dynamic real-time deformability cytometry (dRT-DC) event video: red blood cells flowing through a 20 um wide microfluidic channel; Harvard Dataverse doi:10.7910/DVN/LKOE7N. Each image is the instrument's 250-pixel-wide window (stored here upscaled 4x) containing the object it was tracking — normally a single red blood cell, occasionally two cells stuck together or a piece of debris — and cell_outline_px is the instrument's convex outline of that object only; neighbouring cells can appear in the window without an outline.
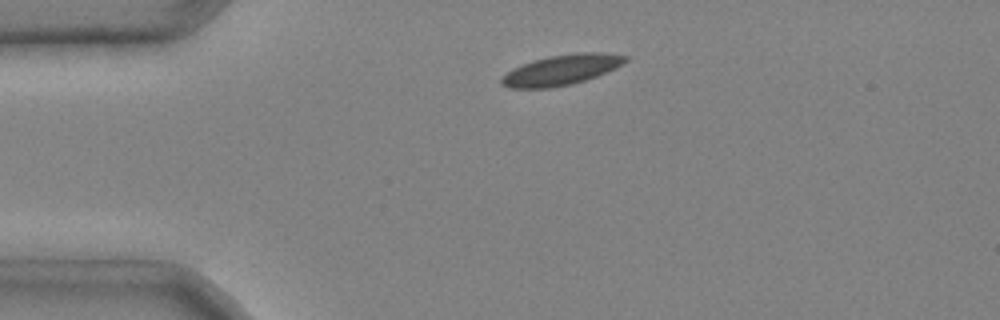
{"species": "common noctule bat (a hibernating species)", "species_latin": "Nyctalus noctula", "temperature_condition": "cold", "stored_images_in_passage": 3, "camera_frame_rate_fps": 3000, "um_per_image_px": 0.085, "animal": {"sex": "male", "body_mass_g": 20.4}, "frame": {"image": 1, "passage_image": 3, "time_ms": 0.667, "image_size_px": [1000, 320], "cell_outline_px": [[628, 60], [596, 76], [572, 84], [548, 88], [508, 88], [500, 84], [500, 76], [512, 68], [532, 60], [552, 56], [576, 52], [604, 52], [628, 56]], "centroid_in_image_um": [47.64, 5.94], "position_along_channel_um": 37.4, "area_um2": 21.79}}